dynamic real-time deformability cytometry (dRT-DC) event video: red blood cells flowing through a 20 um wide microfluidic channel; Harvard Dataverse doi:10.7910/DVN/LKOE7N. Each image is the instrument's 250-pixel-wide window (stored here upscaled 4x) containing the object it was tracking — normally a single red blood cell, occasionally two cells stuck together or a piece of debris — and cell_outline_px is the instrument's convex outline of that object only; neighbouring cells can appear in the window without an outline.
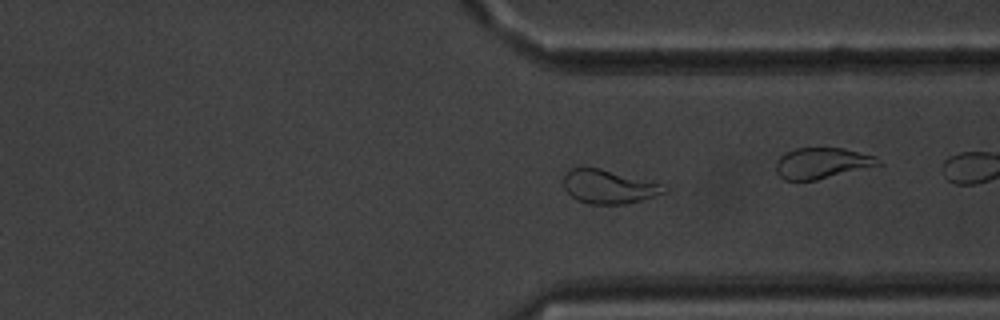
{"species": "common noctule bat (a hibernating species)", "species_latin": "Nyctalus noctula", "temperature_condition": "warm", "stored_images_in_passage": 53, "camera_frame_rate_fps": 3000, "um_per_image_px": 0.085, "animal": {"sex": "male", "body_mass_g": 20.1, "forearm_length_mm": 53.5}, "frame": {"image": 1, "passage_image": 38, "time_ms": 12.333, "image_size_px": [1000, 320], "cell_outline_px": [[668, 192], [644, 200], [624, 204], [592, 204], [576, 200], [564, 188], [564, 176], [572, 168], [600, 168], [660, 184], [668, 188]], "centroid_in_image_um": [51.76, 15.89], "position_along_channel_um": 359.6, "area_um2": 19.54}, "authors_computed_cell_mechanics": {"area_um2": 22.3686, "velocity_mm_per_s": 3.4885, "shape_relaxation_time_tau1_ms": 8.4647, "shape_relaxation_time_tau2_ms": 1.3553, "deformation_change_tau1": 0.2062, "deformation_change_tau2": 0.0803}}